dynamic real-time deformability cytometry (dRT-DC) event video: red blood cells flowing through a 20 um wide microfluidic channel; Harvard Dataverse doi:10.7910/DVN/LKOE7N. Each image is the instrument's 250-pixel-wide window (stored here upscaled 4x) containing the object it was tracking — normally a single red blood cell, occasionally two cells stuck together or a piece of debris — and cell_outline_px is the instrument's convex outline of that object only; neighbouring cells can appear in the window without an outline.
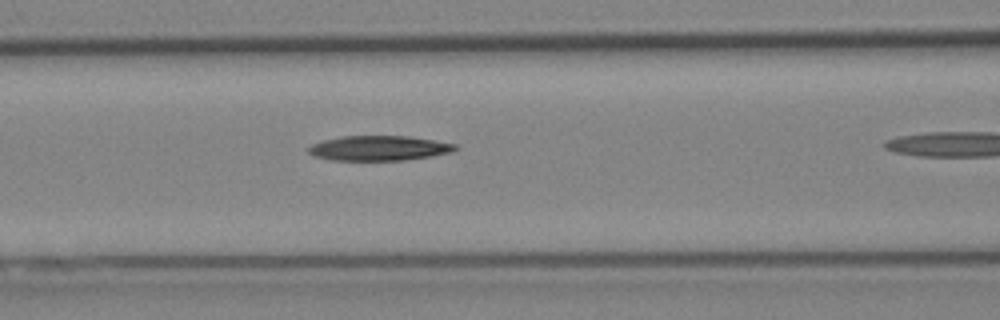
{"species": "Egyptian fruit bat (a non-hibernating species)", "species_latin": "Rousettus aegyptiacus", "temperature_condition": "cold", "stored_images_in_passage": 19, "camera_frame_rate_fps": 3000, "um_per_image_px": 0.085, "animal": {"sex": "female"}, "frame": {"image": 1, "passage_image": 9, "time_ms": 2.667, "image_size_px": [1000, 320], "cell_outline_px": [[460, 148], [452, 152], [432, 156], [404, 160], [332, 160], [316, 156], [308, 152], [308, 148], [312, 144], [324, 140], [340, 136], [408, 136], [456, 144]], "centroid_in_image_um": [32.24, 12.59], "position_along_channel_um": 134.4, "area_um2": 21.21}}
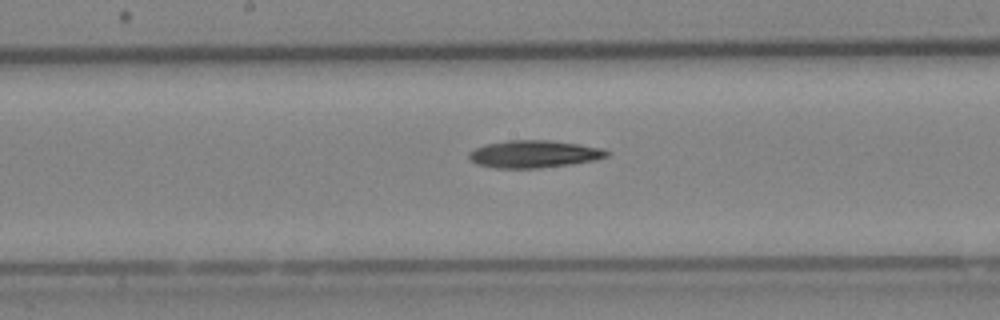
{"frame": {"image": 2, "passage_image": 14, "time_ms": 4.333, "image_size_px": [1000, 320], "cell_outline_px": [[608, 156], [596, 160], [568, 164], [536, 168], [492, 168], [476, 164], [468, 160], [468, 152], [484, 144], [508, 140], [552, 140], [580, 144], [604, 148], [608, 152]], "centroid_in_image_um": [45.35, 13.09], "position_along_channel_um": 202.9, "area_um2": 22.2}}